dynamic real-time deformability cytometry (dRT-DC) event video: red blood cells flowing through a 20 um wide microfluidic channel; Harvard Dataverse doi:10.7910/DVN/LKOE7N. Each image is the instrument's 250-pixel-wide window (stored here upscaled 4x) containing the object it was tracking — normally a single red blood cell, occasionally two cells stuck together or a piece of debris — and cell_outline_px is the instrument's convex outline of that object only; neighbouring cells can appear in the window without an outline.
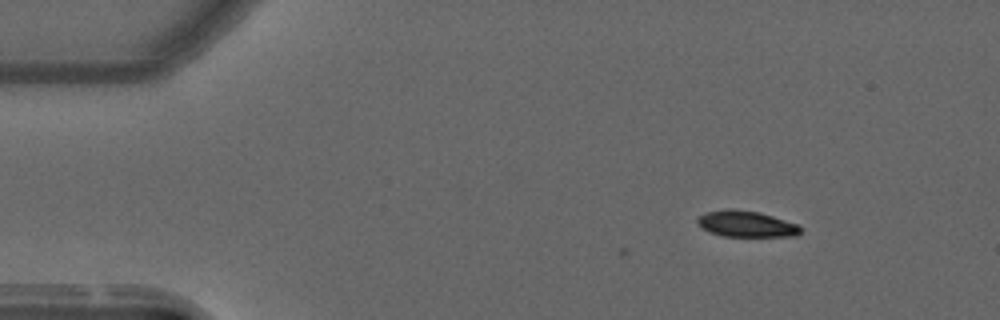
{"species": "common noctule bat (a hibernating species)", "species_latin": "Nyctalus noctula", "temperature_condition": "warm", "stored_images_in_passage": 7, "camera_frame_rate_fps": 3000, "um_per_image_px": 0.085, "animal": {"sex": "male", "forearm_length_mm": 52.5}, "frame": {"image": 1, "passage_image": 1, "time_ms": 0.0, "image_size_px": [1000, 320], "cell_outline_px": [[800, 232], [796, 236], [724, 236], [712, 232], [704, 228], [696, 220], [700, 216], [708, 212], [760, 212], [796, 224], [800, 228]], "centroid_in_image_um": [63.51, 19.09], "position_along_channel_um": 21.5, "area_um2": 14.51}}